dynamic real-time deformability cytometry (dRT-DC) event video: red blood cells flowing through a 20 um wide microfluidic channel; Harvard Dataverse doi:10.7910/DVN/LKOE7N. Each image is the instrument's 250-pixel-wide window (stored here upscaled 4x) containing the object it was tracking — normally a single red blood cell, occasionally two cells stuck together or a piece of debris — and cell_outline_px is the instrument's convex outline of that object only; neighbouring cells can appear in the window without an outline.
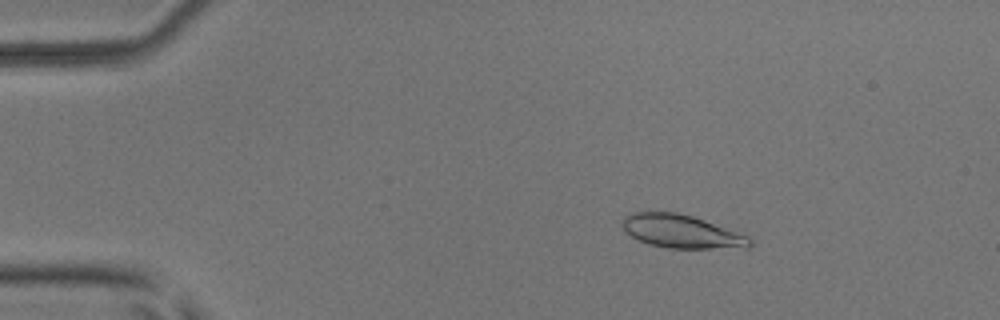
{"species": "common noctule bat (a hibernating species)", "species_latin": "Nyctalus noctula", "temperature_condition": "room temperature", "stored_images_in_passage": 52, "camera_frame_rate_fps": 3000, "um_per_image_px": 0.085, "animal": {"sex": "male", "body_mass_g": 17.9, "forearm_length_mm": 54.2}, "frame": {"image": 1, "passage_image": 8, "time_ms": 2.333, "image_size_px": [1000, 320], "cell_outline_px": [[752, 244], [748, 248], [668, 248], [648, 244], [624, 232], [620, 224], [624, 216], [632, 212], [676, 212], [692, 216], [704, 220], [748, 236], [752, 240]], "centroid_in_image_um": [57.89, 19.67], "position_along_channel_um": 27.1, "area_um2": 24.74}}
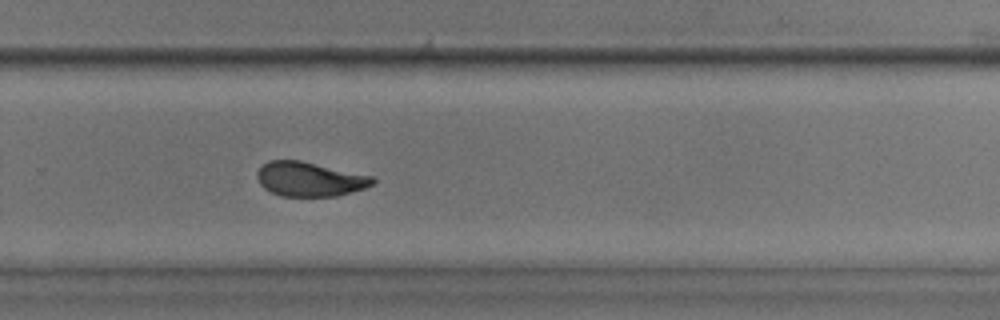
{"frame": {"image": 2, "passage_image": 35, "time_ms": 11.333, "image_size_px": [1000, 320], "cell_outline_px": [[376, 180], [372, 184], [364, 188], [336, 196], [280, 196], [264, 188], [260, 184], [256, 176], [256, 172], [260, 164], [268, 160], [300, 160], [372, 176]], "centroid_in_image_um": [26.26, 15.21], "position_along_channel_um": 303.5, "area_um2": 23.18}}
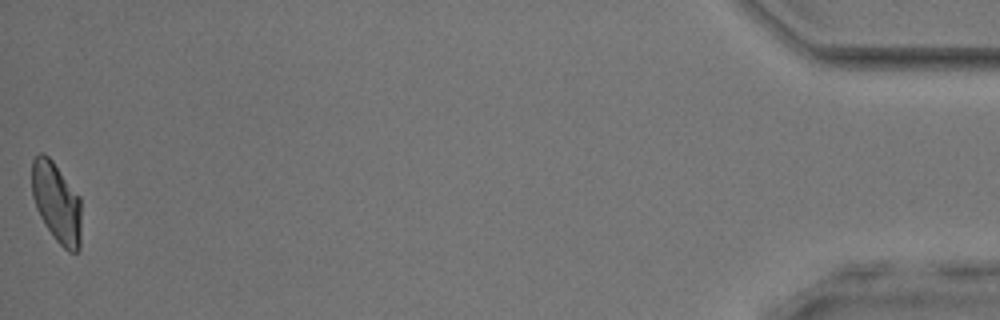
{"frame": {"image": 3, "passage_image": 52, "time_ms": 17.0, "image_size_px": [1000, 320], "cell_outline_px": [[80, 248], [76, 252], [68, 252], [56, 240], [44, 224], [36, 208], [32, 196], [32, 160], [40, 152], [44, 152], [52, 160], [80, 196]], "centroid_in_image_um": [4.8, 17.2], "position_along_channel_um": 430.4, "area_um2": 23.12}, "authors_computed_cell_mechanics": {"area_um2": 23.8714, "velocity_mm_per_s": 3.9029, "shape_relaxation_time_tau1_ms": 5.4471, "shape_relaxation_time_tau2_ms": 1.041, "deformation_change_tau1": 0.1476, "deformation_change_tau2": 0.0587}}